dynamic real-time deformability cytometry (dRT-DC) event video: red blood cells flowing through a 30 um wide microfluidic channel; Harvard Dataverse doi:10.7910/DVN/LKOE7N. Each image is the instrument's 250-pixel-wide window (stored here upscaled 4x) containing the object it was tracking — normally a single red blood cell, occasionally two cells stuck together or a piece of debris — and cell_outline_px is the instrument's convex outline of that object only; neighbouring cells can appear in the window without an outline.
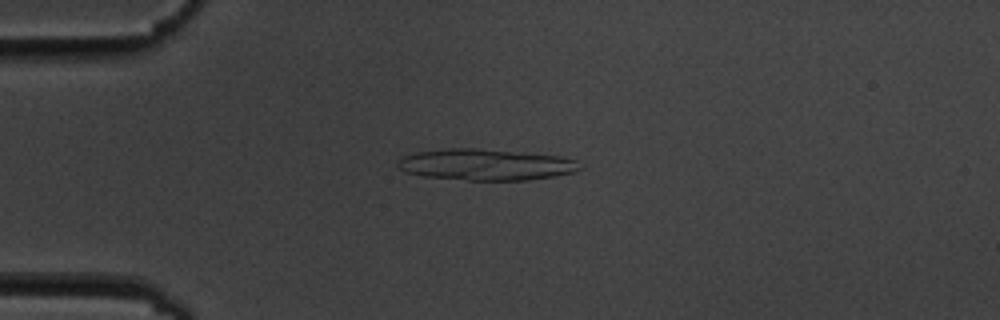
{"species": "common noctule bat (a hibernating species)", "species_latin": "Nyctalus noctula", "temperature_condition": "cold", "stored_images_in_passage": 3, "camera_frame_rate_fps": 3000, "um_per_image_px": 0.085, "animal": {"sex": "male", "body_mass_g": 19.5, "forearm_length_mm": 54.6}, "frame": {"image": 1, "passage_image": 1, "time_ms": 0.0, "image_size_px": [1000, 320], "cell_outline_px": [[584, 168], [576, 172], [556, 176], [528, 180], [468, 180], [424, 176], [408, 172], [400, 168], [396, 164], [396, 160], [404, 156], [416, 152], [452, 148], [476, 148], [564, 156], [576, 160]], "centroid_in_image_um": [41.37, 13.99], "position_along_channel_um": 43.6, "area_um2": 33.35}}